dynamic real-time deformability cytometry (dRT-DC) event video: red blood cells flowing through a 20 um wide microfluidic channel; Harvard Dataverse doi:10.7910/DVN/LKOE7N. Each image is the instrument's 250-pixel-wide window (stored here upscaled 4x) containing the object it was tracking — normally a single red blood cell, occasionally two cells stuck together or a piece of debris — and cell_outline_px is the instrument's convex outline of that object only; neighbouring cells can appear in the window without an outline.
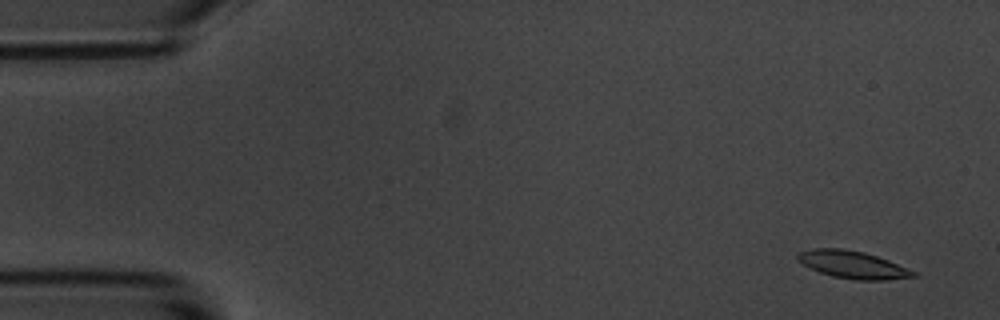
{"species": "common noctule bat (a hibernating species)", "species_latin": "Nyctalus noctula", "temperature_condition": "room temperature", "stored_images_in_passage": 4, "camera_frame_rate_fps": 3000, "um_per_image_px": 0.085, "animal": {"sex": "male", "body_mass_g": 20.1, "forearm_length_mm": 53.5}, "frame": {"image": 1, "passage_image": 1, "time_ms": 0.0, "image_size_px": [1000, 320], "cell_outline_px": [[920, 276], [884, 280], [856, 280], [832, 276], [820, 272], [796, 260], [796, 256], [800, 252], [812, 248], [840, 248], [864, 252], [888, 260], [916, 272]], "centroid_in_image_um": [72.49, 22.5], "position_along_channel_um": 12.5, "area_um2": 18.38}}